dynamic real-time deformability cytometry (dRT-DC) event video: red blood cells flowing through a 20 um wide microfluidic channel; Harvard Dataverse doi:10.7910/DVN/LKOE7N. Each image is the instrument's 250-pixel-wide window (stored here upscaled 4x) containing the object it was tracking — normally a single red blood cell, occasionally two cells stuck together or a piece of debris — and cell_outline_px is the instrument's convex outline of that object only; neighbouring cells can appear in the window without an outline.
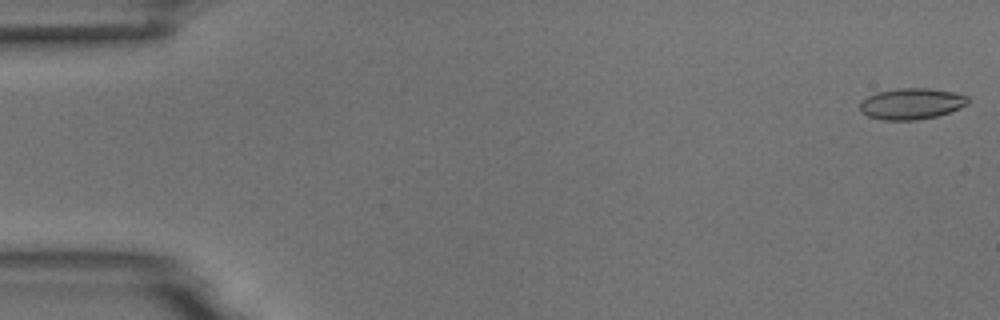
{"species": "common noctule bat (a hibernating species)", "species_latin": "Nyctalus noctula", "temperature_condition": "room temperature", "stored_images_in_passage": 5, "camera_frame_rate_fps": 3000, "um_per_image_px": 0.085, "animal": {"sex": "male", "body_mass_g": 18.8}, "frame": {"image": 1, "passage_image": 1, "time_ms": 0.0, "image_size_px": [1000, 320], "cell_outline_px": [[968, 104], [960, 108], [936, 116], [916, 120], [884, 120], [868, 116], [860, 112], [860, 104], [868, 96], [876, 92], [900, 88], [928, 88], [952, 92], [968, 96]], "centroid_in_image_um": [77.47, 8.82], "position_along_channel_um": 7.5, "area_um2": 19.48}}
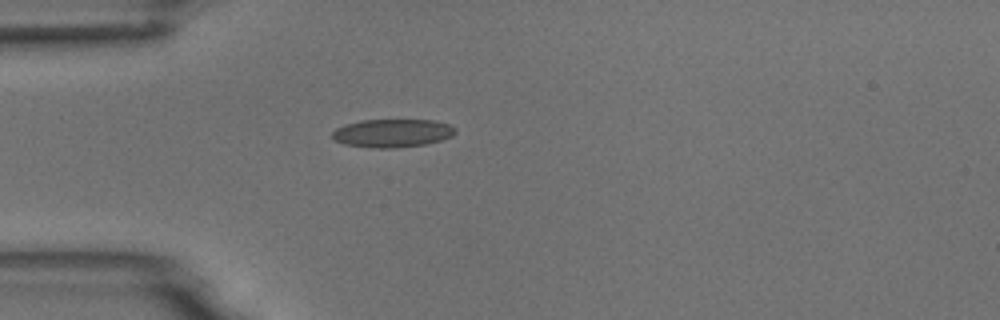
{"frame": {"image": 2, "passage_image": 5, "time_ms": 4.667, "image_size_px": [1000, 320], "cell_outline_px": [[456, 132], [452, 136], [440, 140], [424, 144], [396, 148], [372, 148], [344, 144], [336, 140], [332, 136], [332, 132], [336, 128], [344, 124], [360, 120], [432, 120], [448, 124], [456, 128]], "centroid_in_image_um": [33.33, 11.31], "position_along_channel_um": 51.7, "area_um2": 20.23}}